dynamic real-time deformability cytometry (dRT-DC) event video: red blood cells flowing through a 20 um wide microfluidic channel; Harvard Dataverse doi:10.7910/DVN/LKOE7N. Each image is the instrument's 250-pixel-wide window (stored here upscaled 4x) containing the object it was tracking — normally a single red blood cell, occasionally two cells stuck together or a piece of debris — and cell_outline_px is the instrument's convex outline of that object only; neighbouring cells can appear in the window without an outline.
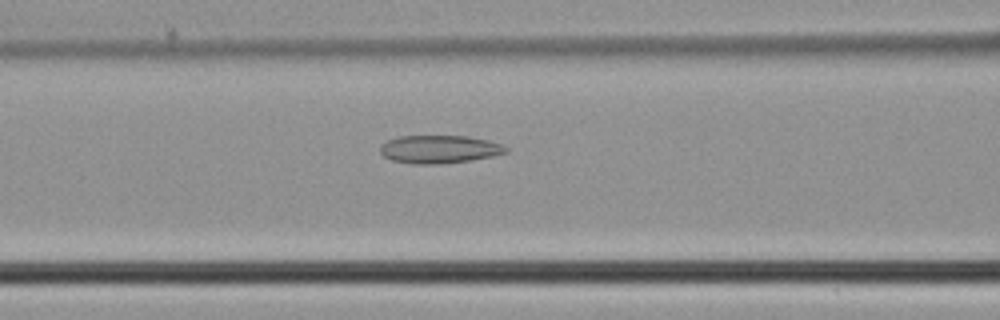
{"species": "common noctule bat (a hibernating species)", "species_latin": "Nyctalus noctula", "temperature_condition": "cold", "stored_images_in_passage": 46, "camera_frame_rate_fps": 3000, "um_per_image_px": 0.085, "animal": {"sex": "male", "body_mass_g": 21.5, "forearm_length_mm": 52.0}, "frame": {"image": 1, "passage_image": 19, "time_ms": 6.0, "image_size_px": [1000, 320], "cell_outline_px": [[508, 152], [492, 156], [468, 160], [440, 164], [412, 164], [392, 160], [384, 156], [380, 152], [380, 144], [388, 140], [400, 136], [468, 136], [488, 140], [500, 144], [508, 148]], "centroid_in_image_um": [37.32, 12.68], "position_along_channel_um": 129.3, "area_um2": 20.46}}
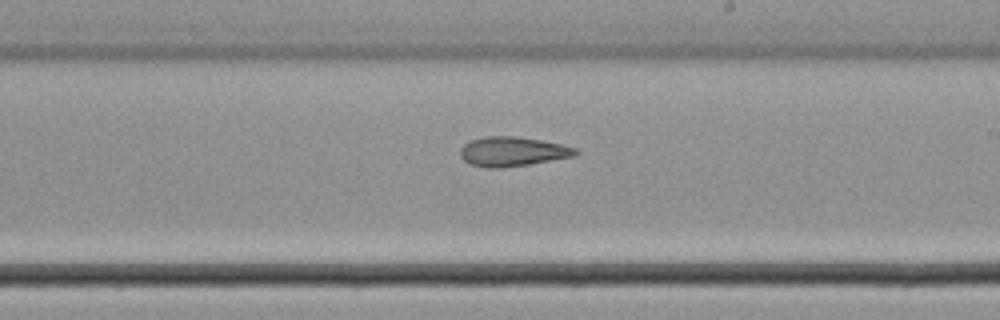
{"frame": {"image": 2, "passage_image": 27, "time_ms": 8.667, "image_size_px": [1000, 320], "cell_outline_px": [[580, 152], [576, 156], [528, 164], [496, 168], [488, 168], [472, 164], [464, 160], [460, 156], [460, 148], [468, 140], [484, 136], [516, 136], [540, 140], [560, 144], [576, 148]], "centroid_in_image_um": [43.55, 12.87], "position_along_channel_um": 245.4, "area_um2": 19.77}}
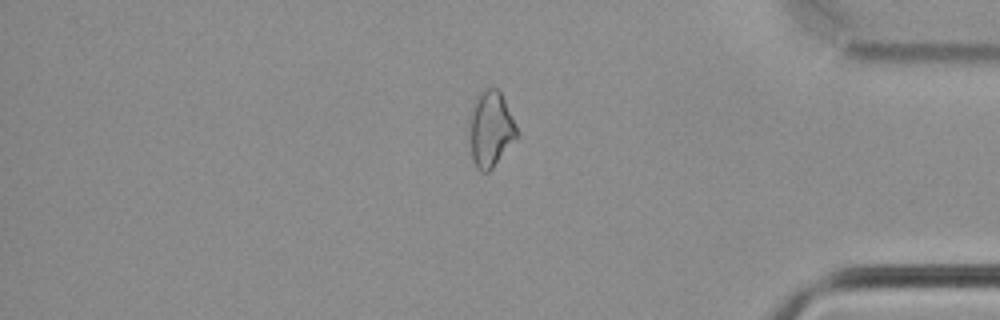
{"frame": {"image": 3, "passage_image": 39, "time_ms": 12.667, "image_size_px": [1000, 320], "cell_outline_px": [[516, 140], [492, 168], [488, 172], [480, 172], [476, 168], [472, 160], [472, 100], [480, 92], [488, 88], [496, 88], [500, 92], [504, 100], [516, 128]], "centroid_in_image_um": [41.71, 10.99], "position_along_channel_um": 393.5, "area_um2": 20.11}}